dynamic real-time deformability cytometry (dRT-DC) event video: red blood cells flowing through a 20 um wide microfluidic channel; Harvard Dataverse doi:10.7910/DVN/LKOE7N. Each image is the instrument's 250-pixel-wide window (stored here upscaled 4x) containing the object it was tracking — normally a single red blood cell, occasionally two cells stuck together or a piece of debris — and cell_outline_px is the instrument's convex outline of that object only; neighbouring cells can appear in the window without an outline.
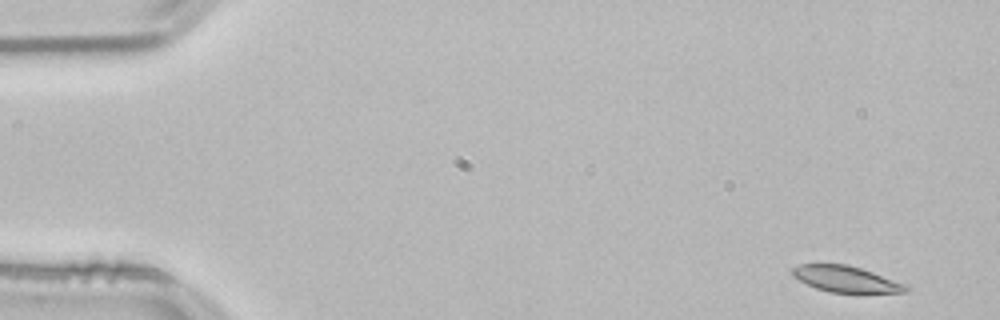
{"species": "common noctule bat (a hibernating species)", "species_latin": "Nyctalus noctula", "temperature_condition": "room temperature", "stored_images_in_passage": 52, "camera_frame_rate_fps": 3000, "um_per_image_px": 0.085, "animal": {"sex": "male", "body_mass_g": 21.5, "forearm_length_mm": 52.0}, "frame": {"image": 1, "passage_image": 1, "time_ms": 0.0, "image_size_px": [1000, 320], "cell_outline_px": [[908, 292], [828, 292], [816, 288], [792, 276], [792, 268], [800, 264], [848, 264], [908, 284]], "centroid_in_image_um": [71.91, 23.71], "position_along_channel_um": 13.1, "area_um2": 17.11}}
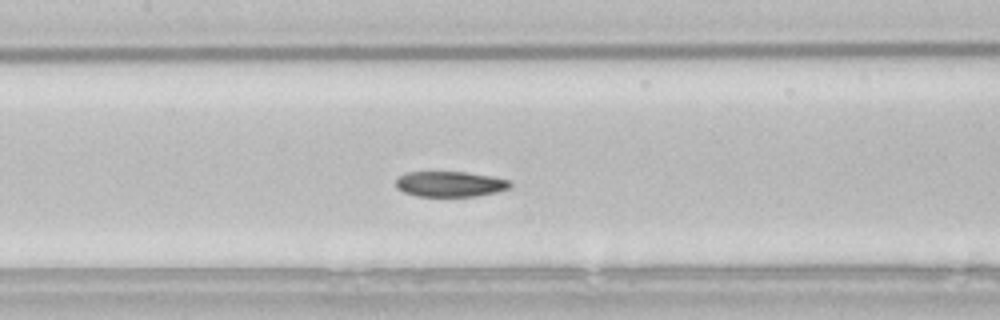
{"frame": {"image": 2, "passage_image": 23, "time_ms": 7.333, "image_size_px": [1000, 320], "cell_outline_px": [[512, 188], [496, 192], [476, 196], [416, 196], [404, 192], [396, 188], [396, 176], [404, 172], [468, 172], [492, 176], [508, 180], [512, 184]], "centroid_in_image_um": [38.24, 15.63], "position_along_channel_um": 169.2, "area_um2": 17.17}}
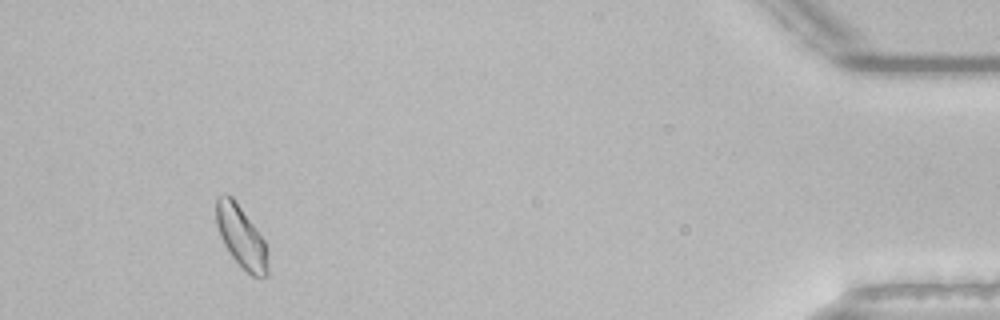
{"frame": {"image": 3, "passage_image": 48, "time_ms": 15.667, "image_size_px": [1000, 320], "cell_outline_px": [[268, 276], [260, 280], [252, 276], [232, 256], [224, 244], [220, 236], [216, 224], [216, 196], [224, 192], [232, 196], [264, 240], [268, 248]], "centroid_in_image_um": [20.52, 20.14], "position_along_channel_um": 414.7, "area_um2": 18.73}, "authors_computed_cell_mechanics": {"area_um2": 18.1492, "velocity_mm_per_s": 3.7726, "shape_relaxation_time_tau1_ms": 3.7725, "shape_relaxation_time_tau2_ms": null, "deformation_change_tau1": 0.0965, "deformation_change_tau2": null}}